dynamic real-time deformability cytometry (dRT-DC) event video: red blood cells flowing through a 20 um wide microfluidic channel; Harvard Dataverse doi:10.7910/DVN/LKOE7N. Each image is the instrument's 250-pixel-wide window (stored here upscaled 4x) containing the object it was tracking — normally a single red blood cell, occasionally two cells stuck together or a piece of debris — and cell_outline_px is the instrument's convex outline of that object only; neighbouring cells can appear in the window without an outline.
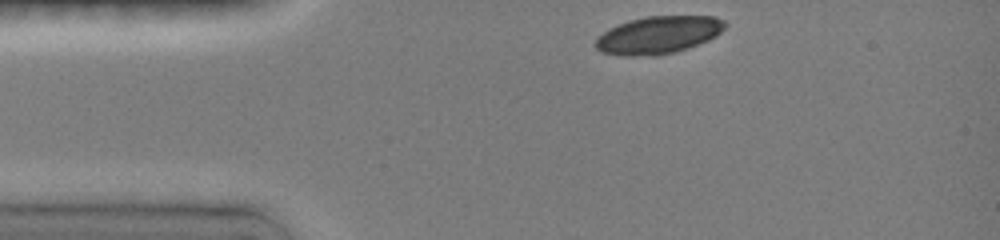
{"species": "common noctule bat (a hibernating species)", "species_latin": "Nyctalus noctula", "temperature_condition": "room temperature", "stored_images_in_passage": 29, "camera_frame_rate_fps": 3000, "um_per_image_px": 0.085, "animal": {"sex": "female", "body_mass_g": 19.0, "forearm_length_mm": 51.5}, "frame": {"image": 1, "passage_image": 1, "time_ms": 0.0, "image_size_px": [1000, 240], "cell_outline_px": [[728, 24], [716, 36], [708, 40], [672, 52], [652, 56], [604, 52], [596, 48], [596, 40], [608, 28], [616, 24], [628, 20], [644, 16], [716, 16], [724, 20]], "centroid_in_image_um": [56.0, 2.92], "position_along_channel_um": 29.0, "area_um2": 27.74}}